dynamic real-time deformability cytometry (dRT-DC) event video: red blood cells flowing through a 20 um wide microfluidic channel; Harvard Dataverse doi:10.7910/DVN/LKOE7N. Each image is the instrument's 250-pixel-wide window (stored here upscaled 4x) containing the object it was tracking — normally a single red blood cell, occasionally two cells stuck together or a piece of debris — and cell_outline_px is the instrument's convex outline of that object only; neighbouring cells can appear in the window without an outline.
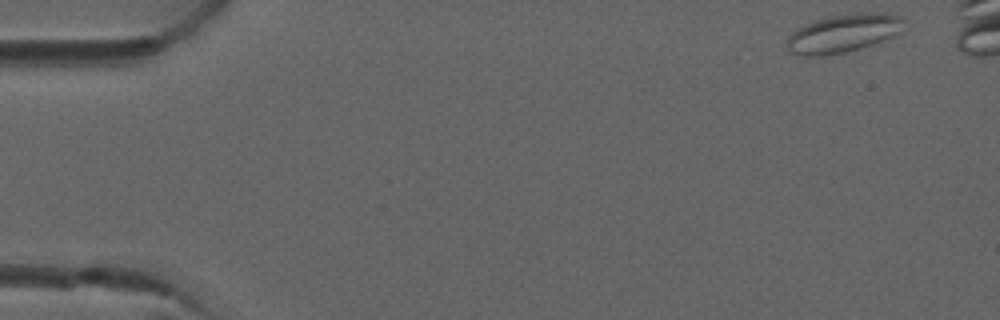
{"species": "common noctule bat (a hibernating species)", "species_latin": "Nyctalus noctula", "temperature_condition": "room temperature", "stored_images_in_passage": 5, "camera_frame_rate_fps": 3000, "um_per_image_px": 0.085, "animal": {"sex": "male", "forearm_length_mm": 52.5}, "frame": {"image": 1, "passage_image": 1, "time_ms": 0.0, "image_size_px": [1000, 320], "cell_outline_px": [[904, 20], [896, 32], [892, 36], [872, 44], [860, 48], [828, 56], [804, 56], [788, 52], [784, 48], [788, 36], [796, 28], [804, 24], [828, 16], [864, 12], [884, 12], [904, 16]], "centroid_in_image_um": [71.59, 2.83], "position_along_channel_um": 13.4, "area_um2": 26.24}}